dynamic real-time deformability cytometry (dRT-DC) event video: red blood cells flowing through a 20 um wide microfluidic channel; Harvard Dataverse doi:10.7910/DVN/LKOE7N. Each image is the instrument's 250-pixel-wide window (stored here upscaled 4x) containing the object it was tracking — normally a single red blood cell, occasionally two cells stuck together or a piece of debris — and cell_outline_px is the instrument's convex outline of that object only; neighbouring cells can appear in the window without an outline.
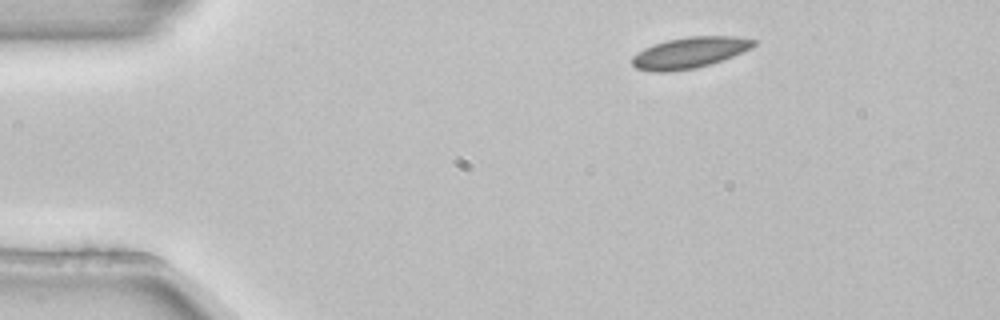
{"species": "common noctule bat (a hibernating species)", "species_latin": "Nyctalus noctula", "temperature_condition": "room temperature", "stored_images_in_passage": 4, "camera_frame_rate_fps": 3000, "um_per_image_px": 0.085, "animal": {"sex": "female", "body_mass_g": 22.7, "forearm_length_mm": 54.2}, "frame": {"image": 1, "passage_image": 1, "time_ms": 0.0, "image_size_px": [1000, 320], "cell_outline_px": [[756, 44], [752, 48], [732, 56], [696, 68], [668, 72], [652, 72], [636, 68], [632, 64], [632, 56], [636, 52], [652, 44], [668, 40], [688, 36], [736, 36], [756, 40]], "centroid_in_image_um": [58.58, 4.47], "position_along_channel_um": 26.4, "area_um2": 22.02}}
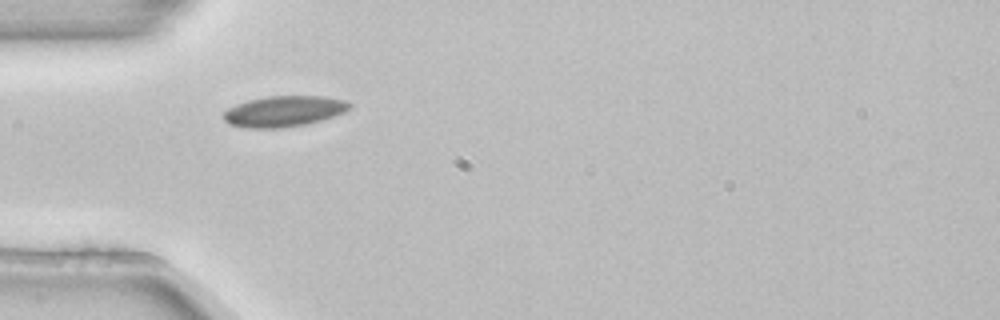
{"frame": {"image": 2, "passage_image": 3, "time_ms": 0.667, "image_size_px": [1000, 320], "cell_outline_px": [[352, 104], [344, 112], [320, 120], [304, 124], [284, 128], [248, 128], [228, 124], [224, 120], [224, 112], [228, 108], [236, 104], [248, 100], [268, 96], [324, 96], [344, 100]], "centroid_in_image_um": [24.1, 9.46], "position_along_channel_um": 60.9, "area_um2": 22.48}}